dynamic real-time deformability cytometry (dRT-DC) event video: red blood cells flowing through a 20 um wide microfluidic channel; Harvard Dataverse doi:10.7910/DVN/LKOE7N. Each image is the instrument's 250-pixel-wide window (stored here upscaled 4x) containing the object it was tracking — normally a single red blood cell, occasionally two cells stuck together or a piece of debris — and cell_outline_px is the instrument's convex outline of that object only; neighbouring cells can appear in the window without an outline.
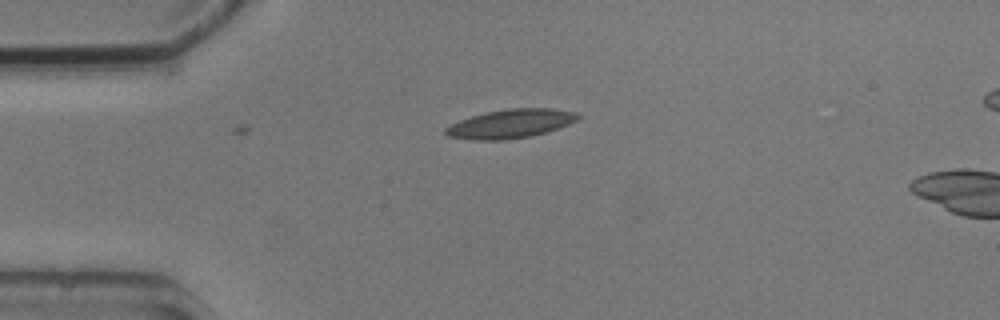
{"species": "common noctule bat (a hibernating species)", "species_latin": "Nyctalus noctula", "temperature_condition": "cold", "stored_images_in_passage": 6, "camera_frame_rate_fps": 3000, "um_per_image_px": 0.085, "animal": {"sex": "male", "body_mass_g": 20.5, "forearm_length_mm": 52.5}, "frame": {"image": 1, "passage_image": 1, "time_ms": 0.0, "image_size_px": [1000, 320], "cell_outline_px": [[580, 116], [576, 120], [568, 124], [532, 136], [504, 140], [476, 140], [448, 136], [444, 132], [444, 128], [460, 120], [472, 116], [488, 112], [508, 108], [552, 108], [576, 112]], "centroid_in_image_um": [43.39, 10.51], "position_along_channel_um": 41.6, "area_um2": 21.96}}
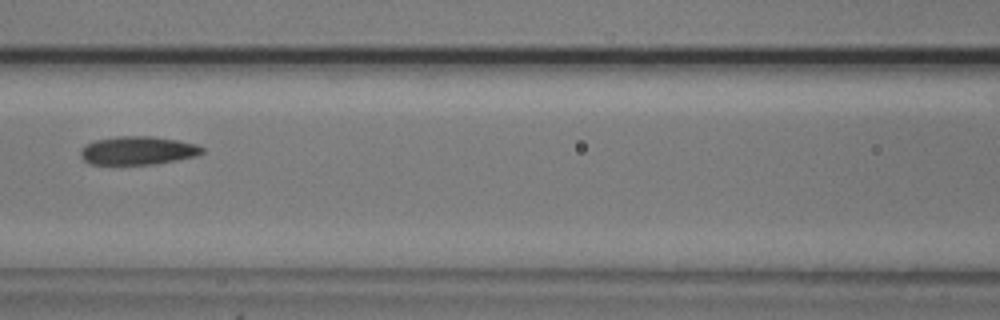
{"frame": {"image": 2, "passage_image": 4, "time_ms": 3.667, "image_size_px": [1000, 320], "cell_outline_px": [[204, 152], [196, 156], [156, 164], [88, 164], [80, 156], [80, 148], [84, 144], [96, 140], [116, 136], [152, 136], [176, 140], [196, 144], [204, 148]], "centroid_in_image_um": [11.68, 12.79], "position_along_channel_um": 154.9, "area_um2": 20.23}}